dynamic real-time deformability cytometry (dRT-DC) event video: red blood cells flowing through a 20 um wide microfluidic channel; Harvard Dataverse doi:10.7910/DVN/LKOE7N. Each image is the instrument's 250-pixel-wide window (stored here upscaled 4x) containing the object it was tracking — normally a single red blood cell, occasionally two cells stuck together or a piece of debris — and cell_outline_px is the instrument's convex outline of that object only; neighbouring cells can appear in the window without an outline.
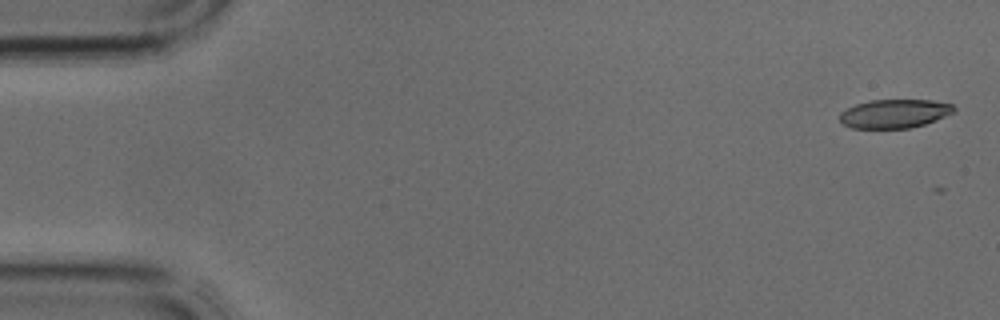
{"species": "common noctule bat (a hibernating species)", "species_latin": "Nyctalus noctula", "temperature_condition": "cold", "stored_images_in_passage": 8, "camera_frame_rate_fps": 3000, "um_per_image_px": 0.085, "animal": {"sex": "male", "body_mass_g": 17.9, "forearm_length_mm": 54.2}, "frame": {"image": 1, "passage_image": 1, "time_ms": 0.0, "image_size_px": [1000, 320], "cell_outline_px": [[956, 112], [936, 120], [924, 124], [908, 128], [852, 128], [844, 124], [840, 120], [840, 112], [856, 104], [868, 100], [932, 100], [952, 104], [956, 108]], "centroid_in_image_um": [76.06, 9.65], "position_along_channel_um": 8.9, "area_um2": 19.13}}